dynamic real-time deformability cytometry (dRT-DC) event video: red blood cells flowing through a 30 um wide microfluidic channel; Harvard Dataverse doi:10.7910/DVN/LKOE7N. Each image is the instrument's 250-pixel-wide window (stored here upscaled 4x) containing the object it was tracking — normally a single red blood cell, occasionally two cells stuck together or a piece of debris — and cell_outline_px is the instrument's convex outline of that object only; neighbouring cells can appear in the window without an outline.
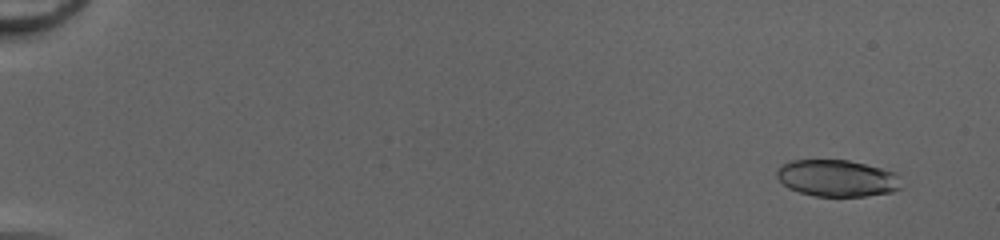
{"species": "common noctule bat (a hibernating species)", "species_latin": "Nyctalus noctula", "temperature_condition": "cold", "stored_images_in_passage": 51, "segment_of_instrument_passage": [1, 2], "camera_frame_rate_fps": 3000, "um_per_image_px": 0.085, "animal": {"sex": "female", "body_mass_g": 20.0, "forearm_length_mm": 54.0}, "frame": {"image": 1, "passage_image": 4, "time_ms": 1.0, "image_size_px": [1000, 240], "cell_outline_px": [[900, 188], [892, 192], [864, 196], [816, 196], [800, 192], [788, 188], [776, 176], [776, 172], [780, 164], [792, 160], [848, 160], [896, 172], [900, 176]], "centroid_in_image_um": [71.14, 15.14], "position_along_channel_um": 13.9, "area_um2": 26.65}}
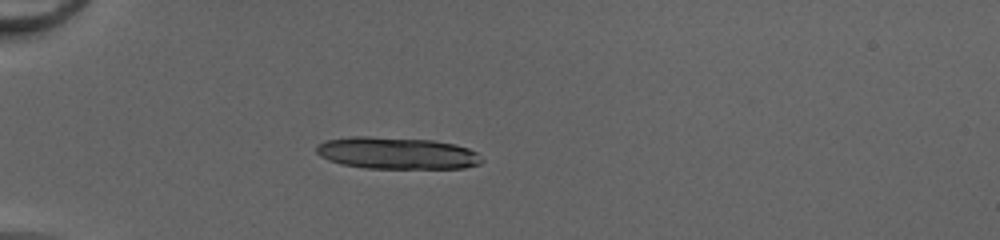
{"frame": {"image": 2, "passage_image": 17, "time_ms": 5.333, "image_size_px": [1000, 240], "cell_outline_px": [[484, 160], [480, 164], [464, 168], [364, 168], [340, 164], [328, 160], [320, 156], [316, 152], [316, 144], [324, 140], [352, 136], [368, 136], [432, 140], [456, 144], [468, 148], [476, 152]], "centroid_in_image_um": [33.7, 13.01], "position_along_channel_um": 51.3, "area_um2": 31.04}}